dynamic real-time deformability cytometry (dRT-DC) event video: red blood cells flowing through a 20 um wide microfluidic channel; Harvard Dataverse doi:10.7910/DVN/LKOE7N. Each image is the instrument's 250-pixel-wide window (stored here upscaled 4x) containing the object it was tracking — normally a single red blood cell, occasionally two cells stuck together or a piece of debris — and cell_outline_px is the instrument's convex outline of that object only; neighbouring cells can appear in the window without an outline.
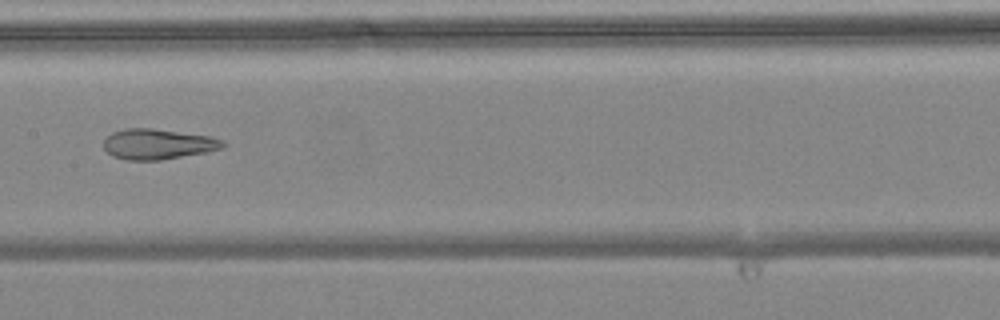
{"species": "common noctule bat (a hibernating species)", "species_latin": "Nyctalus noctula", "temperature_condition": "warm", "stored_images_in_passage": 7, "camera_frame_rate_fps": 3000, "um_per_image_px": 0.085, "animal": {"sex": "female", "body_mass_g": 24.6, "forearm_length_mm": 56.2}, "frame": {"image": 1, "passage_image": 7, "time_ms": 2.0, "image_size_px": [1000, 320], "cell_outline_px": [[228, 144], [224, 148], [208, 152], [160, 160], [124, 160], [112, 156], [104, 148], [104, 140], [112, 132], [124, 128], [152, 128], [212, 136], [224, 140]], "centroid_in_image_um": [13.47, 12.25], "position_along_channel_um": 193.9, "area_um2": 21.44}}